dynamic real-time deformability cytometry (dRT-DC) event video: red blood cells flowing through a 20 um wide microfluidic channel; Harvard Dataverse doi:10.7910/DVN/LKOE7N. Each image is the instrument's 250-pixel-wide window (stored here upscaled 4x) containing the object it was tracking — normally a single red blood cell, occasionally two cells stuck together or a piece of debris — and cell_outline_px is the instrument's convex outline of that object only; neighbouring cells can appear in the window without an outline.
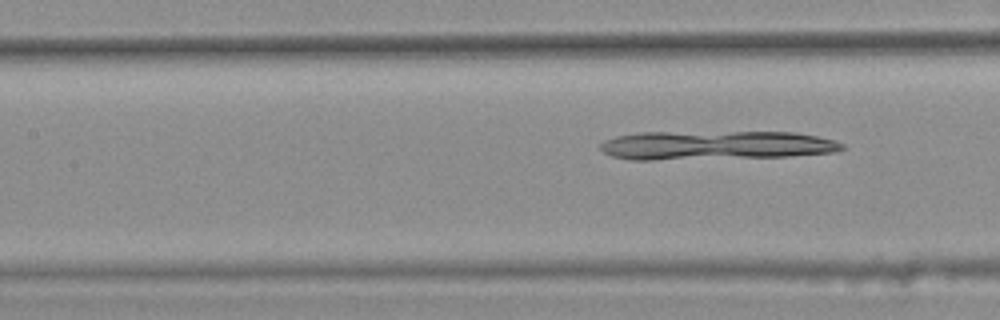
{"species": "common noctule bat (a hibernating species)", "species_latin": "Nyctalus noctula", "temperature_condition": "warm", "stored_images_in_passage": 9, "segment_of_instrument_passage": [2, 2], "camera_frame_rate_fps": 3000, "um_per_image_px": 0.085, "animal": {"sex": "female", "body_mass_g": 25.1}, "frame": {"image": 1, "passage_image": 9, "time_ms": 2.667, "image_size_px": [1000, 320], "cell_outline_px": [[844, 148], [836, 152], [788, 156], [652, 160], [628, 160], [612, 156], [604, 152], [600, 148], [600, 144], [604, 140], [616, 136], [640, 132], [792, 132], [816, 136], [836, 140], [844, 144]], "centroid_in_image_um": [60.82, 12.35], "position_along_channel_um": 146.6, "area_um2": 40.92}}